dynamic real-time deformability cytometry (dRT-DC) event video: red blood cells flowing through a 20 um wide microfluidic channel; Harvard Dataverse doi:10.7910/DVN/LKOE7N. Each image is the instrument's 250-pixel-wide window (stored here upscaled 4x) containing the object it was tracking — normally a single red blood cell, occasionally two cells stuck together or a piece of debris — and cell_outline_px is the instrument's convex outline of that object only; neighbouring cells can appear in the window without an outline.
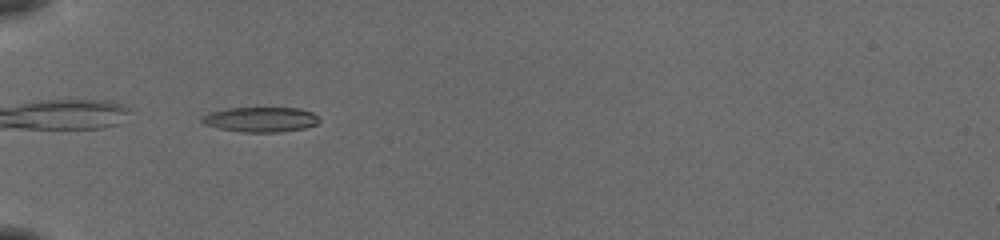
{"species": "common noctule bat (a hibernating species)", "species_latin": "Nyctalus noctula", "temperature_condition": "cold", "stored_images_in_passage": 36, "camera_frame_rate_fps": 3000, "um_per_image_px": 0.085, "animal": {"sex": "female", "body_mass_g": 19.5, "forearm_length_mm": 54.1}, "frame": {"image": 1, "passage_image": 1, "time_ms": 0.0, "image_size_px": [1000, 240], "cell_outline_px": [[320, 120], [316, 124], [304, 128], [280, 132], [244, 132], [220, 128], [204, 124], [200, 120], [200, 116], [208, 112], [228, 108], [300, 108], [312, 112]], "centroid_in_image_um": [22.12, 10.15], "position_along_channel_um": 62.9, "area_um2": 17.05}}
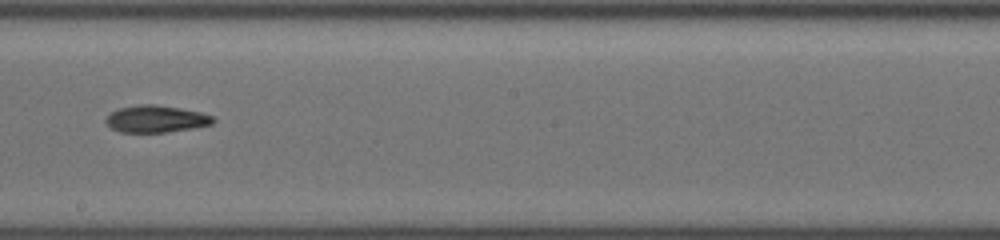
{"frame": {"image": 2, "passage_image": 15, "time_ms": 4.667, "image_size_px": [1000, 240], "cell_outline_px": [[216, 120], [212, 124], [192, 128], [168, 132], [120, 132], [112, 128], [104, 120], [112, 112], [120, 108], [140, 104], [156, 104], [180, 108], [200, 112], [212, 116]], "centroid_in_image_um": [13.28, 10.11], "position_along_channel_um": 234.9, "area_um2": 16.76}}
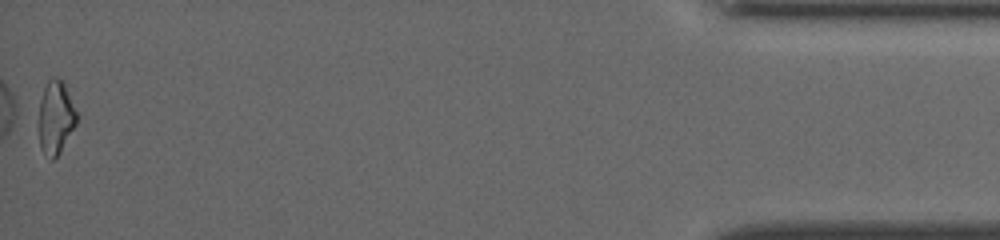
{"frame": {"image": 3, "passage_image": 36, "time_ms": 11.667, "image_size_px": [1000, 240], "cell_outline_px": [[76, 124], [60, 152], [52, 160], [48, 160], [40, 148], [40, 100], [44, 88], [48, 80], [52, 76], [56, 76], [64, 84], [76, 112]], "centroid_in_image_um": [4.72, 10.01], "position_along_channel_um": 430.5, "area_um2": 15.78}, "authors_computed_cell_mechanics": {"area_um2": 16.762, "velocity_mm_per_s": 3.9014, "shape_relaxation_time_tau1_ms": null, "shape_relaxation_time_tau2_ms": 7.6925, "deformation_change_tau1": null, "deformation_change_tau2": 0.1484}}